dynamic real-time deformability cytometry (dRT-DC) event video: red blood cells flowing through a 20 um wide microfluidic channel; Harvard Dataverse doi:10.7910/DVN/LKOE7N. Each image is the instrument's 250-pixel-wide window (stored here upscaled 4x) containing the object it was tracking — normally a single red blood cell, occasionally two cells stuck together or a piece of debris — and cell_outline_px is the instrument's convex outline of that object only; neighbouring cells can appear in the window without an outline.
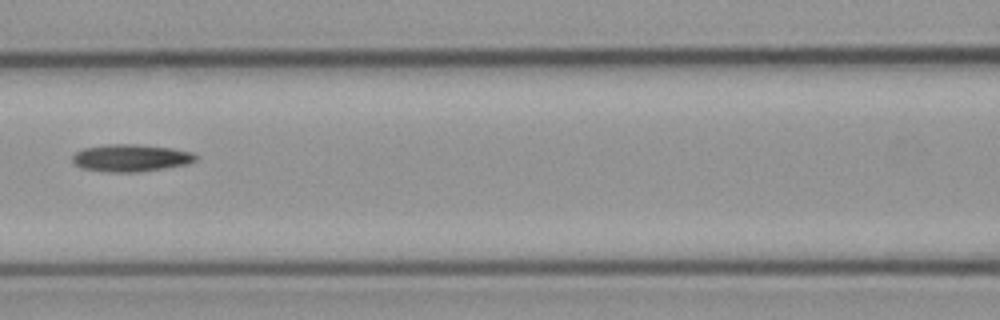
{"species": "common noctule bat (a hibernating species)", "species_latin": "Nyctalus noctula", "temperature_condition": "cold", "stored_images_in_passage": 9, "camera_frame_rate_fps": 3000, "um_per_image_px": 0.085, "animal": {"sex": "male", "body_mass_g": 23.1, "forearm_length_mm": 52.7}, "frame": {"image": 1, "passage_image": 9, "time_ms": 9.333, "image_size_px": [1000, 320], "cell_outline_px": [[196, 160], [188, 164], [140, 172], [112, 172], [80, 168], [72, 164], [72, 156], [76, 152], [84, 148], [108, 144], [136, 144], [172, 148], [192, 152], [196, 156]], "centroid_in_image_um": [11.09, 13.43], "position_along_channel_um": 155.5, "area_um2": 19.65}}